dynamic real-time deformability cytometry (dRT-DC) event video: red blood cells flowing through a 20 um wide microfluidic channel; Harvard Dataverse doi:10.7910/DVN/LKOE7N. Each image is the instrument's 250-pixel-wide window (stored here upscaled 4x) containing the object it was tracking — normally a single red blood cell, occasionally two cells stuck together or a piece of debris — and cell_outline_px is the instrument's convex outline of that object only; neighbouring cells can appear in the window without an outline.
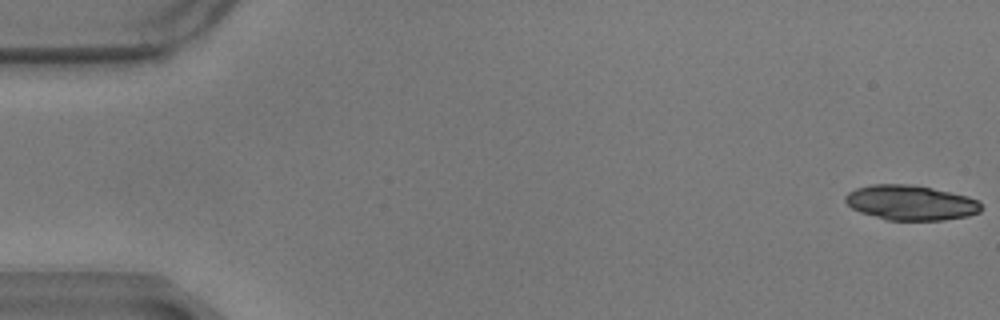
{"species": "common noctule bat (a hibernating species)", "species_latin": "Nyctalus noctula", "temperature_condition": "warm", "stored_images_in_passage": 14, "camera_frame_rate_fps": 3000, "um_per_image_px": 0.085, "animal": {"sex": "male", "body_mass_g": 17.9}, "frame": {"image": 1, "passage_image": 1, "time_ms": 0.0, "image_size_px": [1000, 320], "cell_outline_px": [[980, 212], [968, 216], [944, 220], [888, 220], [860, 212], [852, 208], [844, 200], [844, 196], [848, 192], [856, 188], [872, 184], [908, 184], [932, 188], [968, 196], [980, 200]], "centroid_in_image_um": [77.41, 17.22], "position_along_channel_um": 7.6, "area_um2": 27.69}}